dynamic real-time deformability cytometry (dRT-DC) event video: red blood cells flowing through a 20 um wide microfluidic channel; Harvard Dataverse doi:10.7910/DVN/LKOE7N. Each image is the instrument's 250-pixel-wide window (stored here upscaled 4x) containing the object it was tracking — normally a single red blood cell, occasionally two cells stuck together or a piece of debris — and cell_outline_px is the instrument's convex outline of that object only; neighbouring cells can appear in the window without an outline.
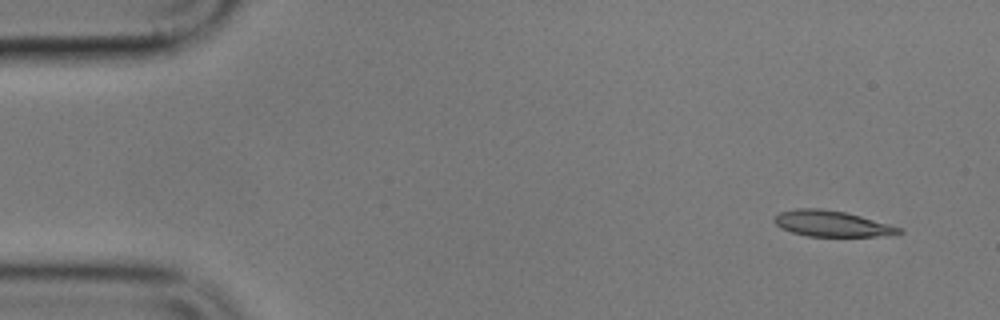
{"species": "common noctule bat (a hibernating species)", "species_latin": "Nyctalus noctula", "temperature_condition": "cold", "stored_images_in_passage": 5, "camera_frame_rate_fps": 3000, "um_per_image_px": 0.085, "animal": {"sex": "male", "body_mass_g": 17.9}, "frame": {"image": 1, "passage_image": 1, "time_ms": 0.0, "image_size_px": [1000, 320], "cell_outline_px": [[904, 232], [876, 236], [808, 236], [792, 232], [780, 228], [772, 220], [780, 212], [796, 208], [820, 208], [844, 212], [860, 216], [904, 228]], "centroid_in_image_um": [70.68, 19.0], "position_along_channel_um": 14.3, "area_um2": 18.67}}
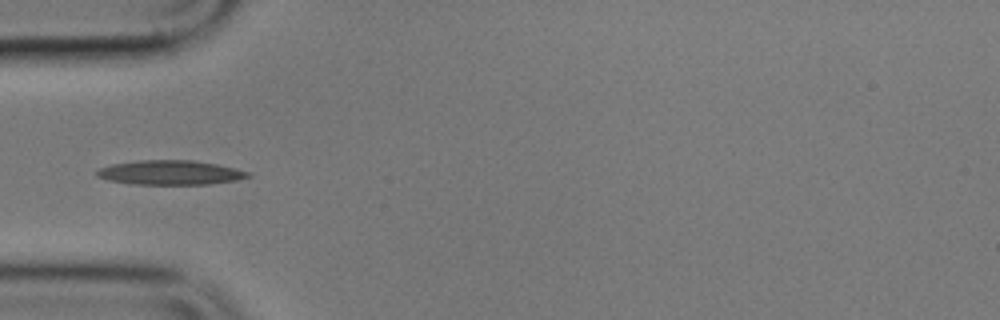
{"frame": {"image": 2, "passage_image": 5, "time_ms": 4.667, "image_size_px": [1000, 320], "cell_outline_px": [[252, 176], [236, 180], [208, 184], [136, 184], [108, 180], [96, 176], [96, 172], [100, 168], [112, 164], [140, 160], [192, 160], [216, 164], [248, 172]], "centroid_in_image_um": [14.45, 14.67], "position_along_channel_um": 70.6, "area_um2": 21.21}}